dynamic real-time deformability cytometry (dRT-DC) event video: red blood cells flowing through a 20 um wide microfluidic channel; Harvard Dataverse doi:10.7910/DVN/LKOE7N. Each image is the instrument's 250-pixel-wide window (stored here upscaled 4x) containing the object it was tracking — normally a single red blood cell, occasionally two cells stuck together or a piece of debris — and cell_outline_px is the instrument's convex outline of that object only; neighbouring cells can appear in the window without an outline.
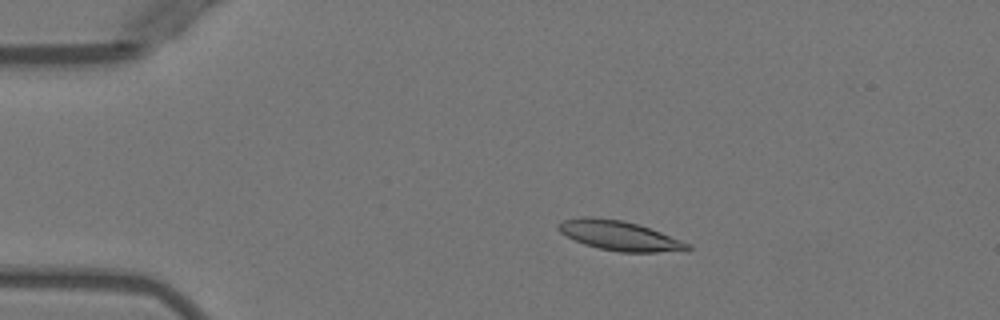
{"species": "Egyptian fruit bat (a non-hibernating species)", "species_latin": "Rousettus aegyptiacus", "temperature_condition": "warm", "stored_images_in_passage": 4, "camera_frame_rate_fps": 3000, "um_per_image_px": 0.085, "animal": {"sex": "female"}, "frame": {"image": 1, "passage_image": 2, "time_ms": 2.0, "image_size_px": [1000, 320], "cell_outline_px": [[692, 248], [688, 252], [620, 252], [600, 248], [584, 244], [560, 232], [556, 228], [556, 224], [564, 220], [580, 216], [588, 216], [620, 220], [640, 224], [692, 244]], "centroid_in_image_um": [52.72, 20.03], "position_along_channel_um": 32.3, "area_um2": 22.6}}
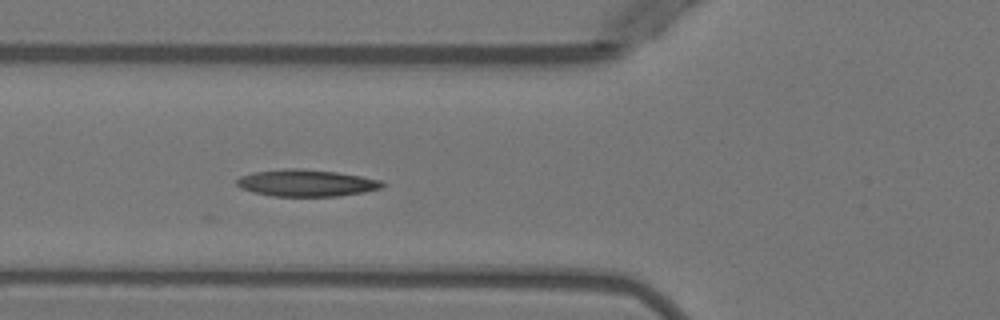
{"frame": {"image": 2, "passage_image": 4, "time_ms": 5.0, "image_size_px": [1000, 320], "cell_outline_px": [[388, 184], [380, 188], [364, 192], [336, 196], [272, 196], [252, 192], [240, 188], [236, 184], [236, 180], [240, 176], [252, 172], [284, 168], [296, 168], [336, 172], [360, 176], [380, 180]], "centroid_in_image_um": [26.0, 15.55], "position_along_channel_um": 99.8, "area_um2": 22.83}}